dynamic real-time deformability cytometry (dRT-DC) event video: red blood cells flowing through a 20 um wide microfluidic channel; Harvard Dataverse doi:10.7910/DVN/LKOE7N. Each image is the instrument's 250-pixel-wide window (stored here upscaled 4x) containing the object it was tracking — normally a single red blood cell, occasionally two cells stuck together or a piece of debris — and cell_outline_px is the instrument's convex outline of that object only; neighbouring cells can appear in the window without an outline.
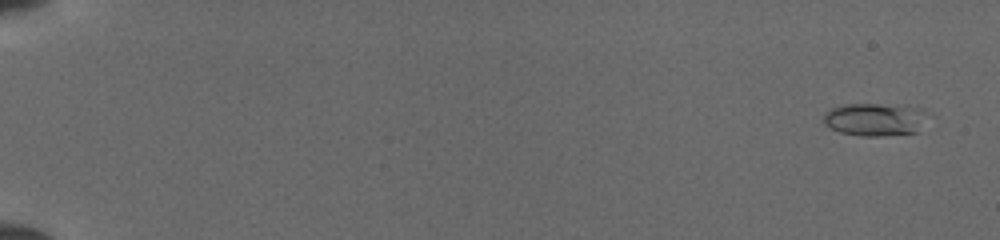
{"species": "common noctule bat (a hibernating species)", "species_latin": "Nyctalus noctula", "temperature_condition": "cold", "stored_images_in_passage": 53, "camera_frame_rate_fps": 3000, "um_per_image_px": 0.085, "animal": {"sex": "female", "body_mass_g": 19.5, "forearm_length_mm": 54.1}, "frame": {"image": 1, "passage_image": 3, "time_ms": 0.667, "image_size_px": [1000, 240], "cell_outline_px": [[924, 112], [916, 132], [880, 136], [860, 136], [840, 132], [824, 124], [824, 116], [832, 108], [848, 104], [876, 104], [920, 108]], "centroid_in_image_um": [74.27, 10.16], "position_along_channel_um": 10.7, "area_um2": 19.07}}
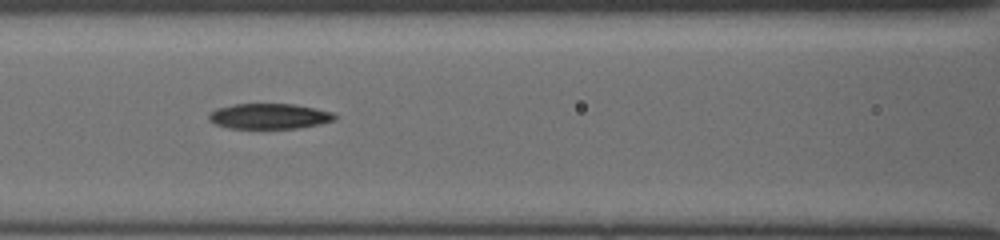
{"frame": {"image": 2, "passage_image": 26, "time_ms": 8.333, "image_size_px": [1000, 240], "cell_outline_px": [[336, 120], [320, 124], [296, 128], [228, 128], [216, 124], [208, 120], [208, 116], [216, 108], [232, 104], [292, 104], [316, 108], [332, 112], [336, 116]], "centroid_in_image_um": [22.89, 9.87], "position_along_channel_um": 143.7, "area_um2": 18.61}}
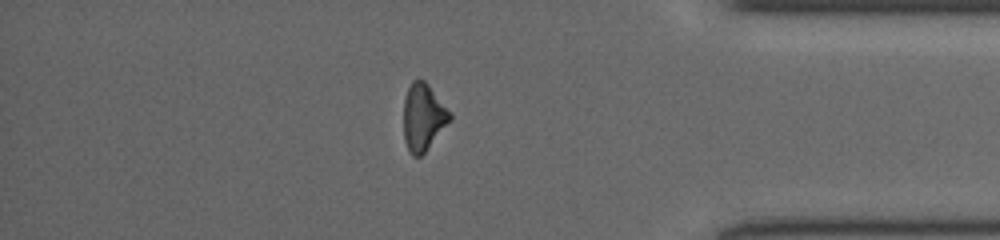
{"frame": {"image": 3, "passage_image": 46, "time_ms": 15.0, "image_size_px": [1000, 240], "cell_outline_px": [[452, 120], [424, 152], [420, 156], [412, 156], [408, 152], [404, 140], [404, 100], [408, 88], [412, 80], [424, 80], [428, 84], [452, 112]], "centroid_in_image_um": [35.99, 9.96], "position_along_channel_um": 399.2, "area_um2": 18.21}}